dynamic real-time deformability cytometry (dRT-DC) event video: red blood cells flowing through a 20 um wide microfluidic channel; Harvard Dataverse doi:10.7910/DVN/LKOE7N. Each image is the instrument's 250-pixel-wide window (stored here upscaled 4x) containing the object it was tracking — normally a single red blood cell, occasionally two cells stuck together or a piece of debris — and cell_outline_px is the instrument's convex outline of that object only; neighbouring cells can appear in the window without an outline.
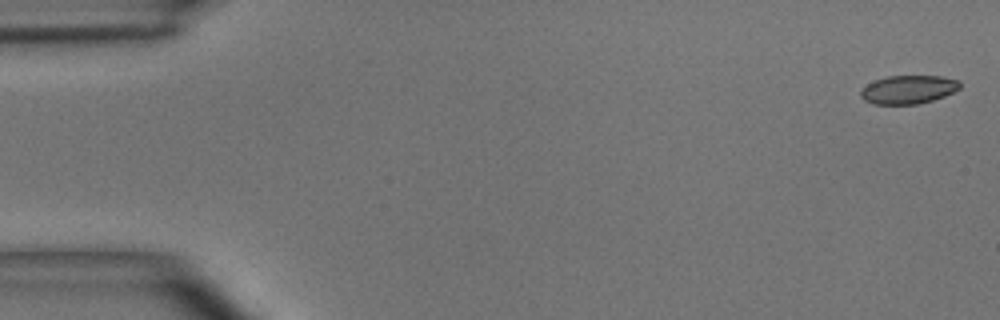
{"species": "common noctule bat (a hibernating species)", "species_latin": "Nyctalus noctula", "temperature_condition": "room temperature", "stored_images_in_passage": 50, "camera_frame_rate_fps": 3000, "um_per_image_px": 0.085, "animal": {"sex": "male", "body_mass_g": 15.6}, "frame": {"image": 1, "passage_image": 1, "time_ms": 0.0, "image_size_px": [1000, 320], "cell_outline_px": [[960, 88], [944, 96], [932, 100], [916, 104], [872, 104], [864, 100], [860, 96], [860, 92], [868, 84], [876, 80], [888, 76], [940, 76], [960, 80]], "centroid_in_image_um": [77.21, 7.61], "position_along_channel_um": 7.8, "area_um2": 16.3}}
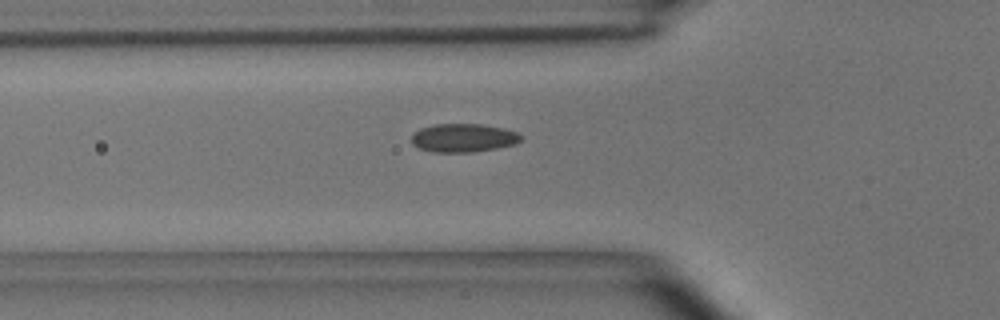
{"frame": {"image": 2, "passage_image": 17, "time_ms": 5.333, "image_size_px": [1000, 320], "cell_outline_px": [[524, 136], [516, 144], [496, 148], [472, 152], [432, 152], [420, 148], [412, 144], [412, 136], [420, 128], [436, 124], [480, 124], [504, 128], [516, 132]], "centroid_in_image_um": [39.41, 11.72], "position_along_channel_um": 86.4, "area_um2": 18.09}}
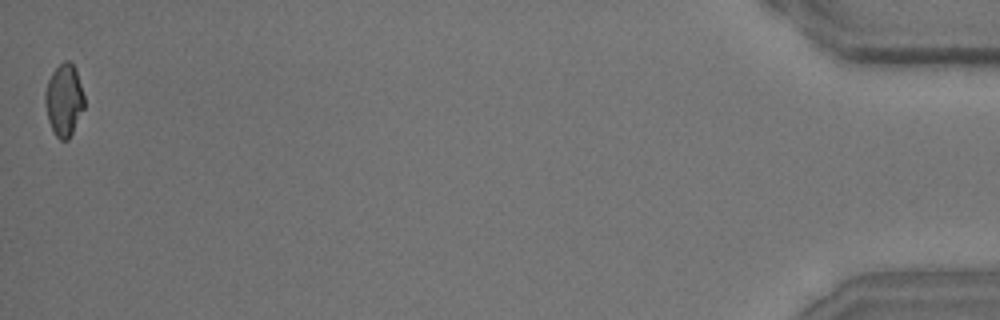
{"frame": {"image": 3, "passage_image": 50, "time_ms": 16.333, "image_size_px": [1000, 320], "cell_outline_px": [[84, 108], [68, 140], [60, 140], [56, 136], [48, 120], [44, 100], [44, 92], [48, 80], [52, 72], [64, 60], [68, 60], [76, 68], [84, 96]], "centroid_in_image_um": [5.43, 8.48], "position_along_channel_um": 429.8, "area_um2": 16.42}, "authors_computed_cell_mechanics": {"area_um2": 17.4267, "velocity_mm_per_s": 3.949, "shape_relaxation_time_tau1_ms": 3.2752, "shape_relaxation_time_tau2_ms": 1.4626, "deformation_change_tau1": 0.1173, "deformation_change_tau2": 0.0761}}